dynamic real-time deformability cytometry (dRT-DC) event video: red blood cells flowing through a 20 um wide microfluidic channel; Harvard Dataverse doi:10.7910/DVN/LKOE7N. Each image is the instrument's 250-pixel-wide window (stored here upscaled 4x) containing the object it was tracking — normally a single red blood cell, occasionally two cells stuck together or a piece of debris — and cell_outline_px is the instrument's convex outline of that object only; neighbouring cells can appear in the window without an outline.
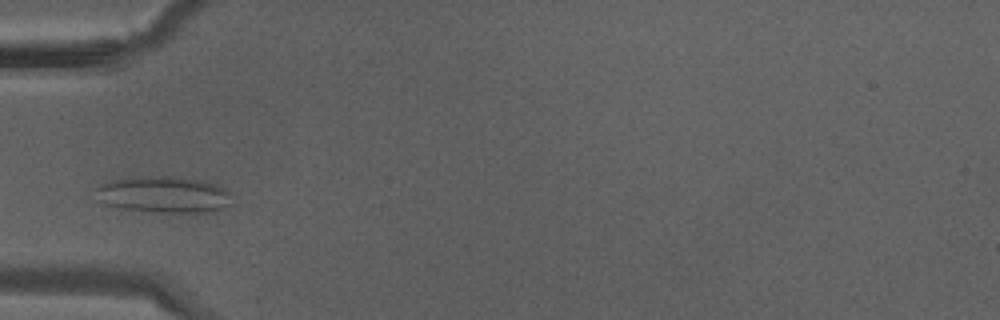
{"species": "Egyptian fruit bat (a non-hibernating species)", "species_latin": "Rousettus aegyptiacus", "temperature_condition": "warm", "stored_images_in_passage": 31, "camera_frame_rate_fps": 3000, "um_per_image_px": 0.085, "animal": {"sex": "male"}, "frame": {"image": 1, "passage_image": 7, "time_ms": 2.0, "image_size_px": [1000, 320], "cell_outline_px": [[232, 204], [216, 212], [152, 212], [124, 208], [104, 204], [96, 200], [92, 188], [100, 184], [112, 180], [128, 176], [172, 176], [204, 180], [216, 184], [232, 192]], "centroid_in_image_um": [13.9, 16.52], "position_along_channel_um": 71.1, "area_um2": 29.88}}
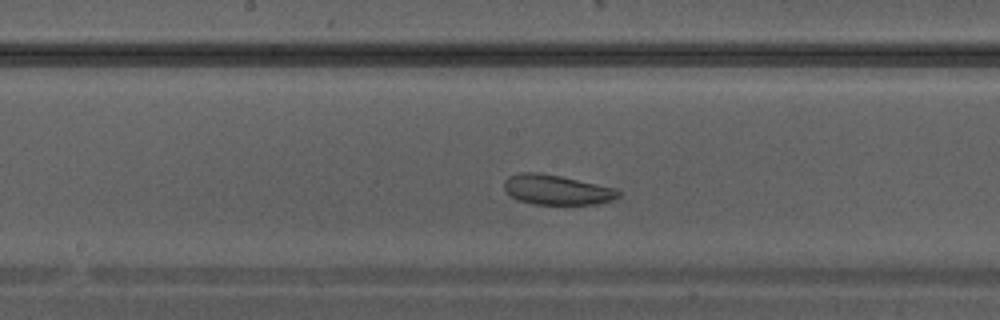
{"frame": {"image": 2, "passage_image": 14, "time_ms": 4.333, "image_size_px": [1000, 320], "cell_outline_px": [[620, 196], [612, 200], [596, 204], [532, 204], [516, 200], [504, 188], [504, 180], [508, 176], [520, 172], [540, 172], [560, 176], [616, 188], [620, 192]], "centroid_in_image_um": [47.3, 16.13], "position_along_channel_um": 200.9, "area_um2": 19.94}}
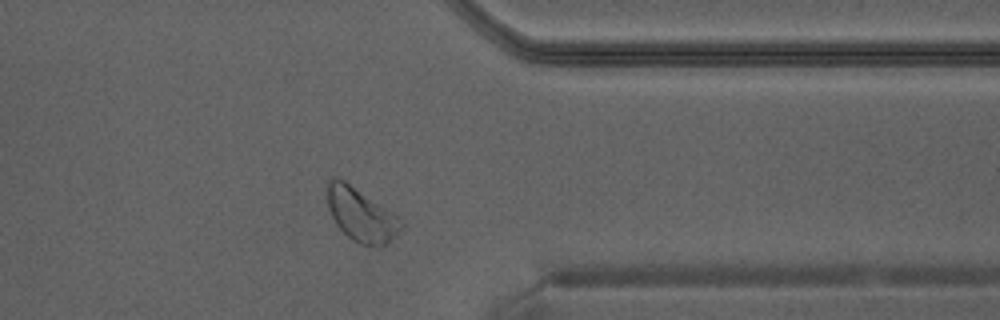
{"frame": {"image": 3, "passage_image": 24, "time_ms": 7.667, "image_size_px": [1000, 320], "cell_outline_px": [[404, 224], [380, 248], [360, 244], [352, 240], [336, 224], [328, 208], [328, 180], [332, 176], [336, 176], [344, 180], [396, 216]], "centroid_in_image_um": [30.63, 18.25], "position_along_channel_um": 380.8, "area_um2": 22.14}}